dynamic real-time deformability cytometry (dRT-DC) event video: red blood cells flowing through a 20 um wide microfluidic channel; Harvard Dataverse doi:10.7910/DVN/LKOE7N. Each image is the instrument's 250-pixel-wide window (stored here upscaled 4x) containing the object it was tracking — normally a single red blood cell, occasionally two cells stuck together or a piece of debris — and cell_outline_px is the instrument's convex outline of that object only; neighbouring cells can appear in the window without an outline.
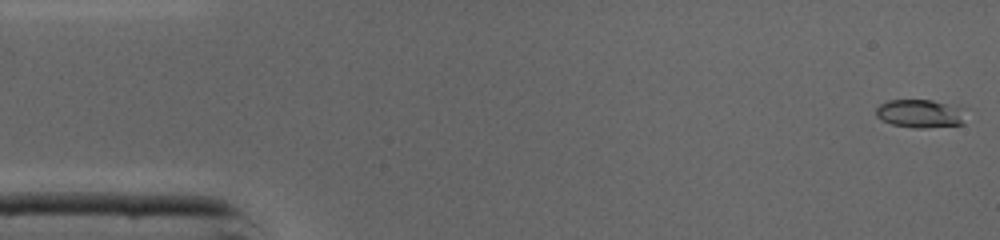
{"species": "common noctule bat (a hibernating species)", "species_latin": "Nyctalus noctula", "temperature_condition": "cold", "stored_images_in_passage": 45, "camera_frame_rate_fps": 3000, "um_per_image_px": 0.085, "animal": {"sex": "male", "body_mass_g": 19.0, "forearm_length_mm": 50.8}, "frame": {"image": 1, "passage_image": 1, "time_ms": 0.0, "image_size_px": [1000, 240], "cell_outline_px": [[964, 124], [924, 128], [912, 128], [892, 124], [876, 116], [876, 108], [880, 104], [888, 100], [932, 100], [956, 108], [960, 112]], "centroid_in_image_um": [78.09, 9.67], "position_along_channel_um": 6.9, "area_um2": 14.22}}
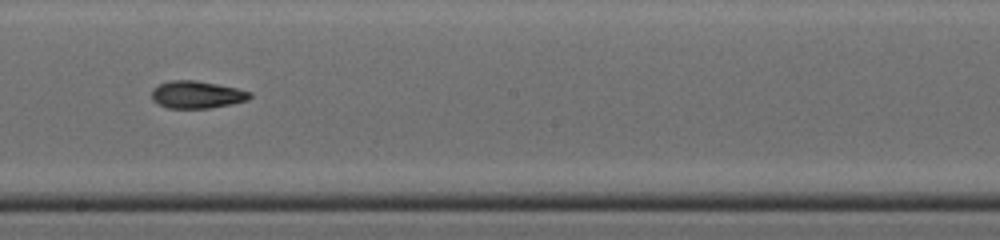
{"frame": {"image": 2, "passage_image": 25, "time_ms": 8.0, "image_size_px": [1000, 240], "cell_outline_px": [[252, 96], [248, 100], [232, 104], [208, 108], [168, 108], [156, 104], [152, 100], [152, 88], [160, 84], [172, 80], [196, 80], [236, 88], [252, 92]], "centroid_in_image_um": [16.72, 8.05], "position_along_channel_um": 231.5, "area_um2": 15.72}}
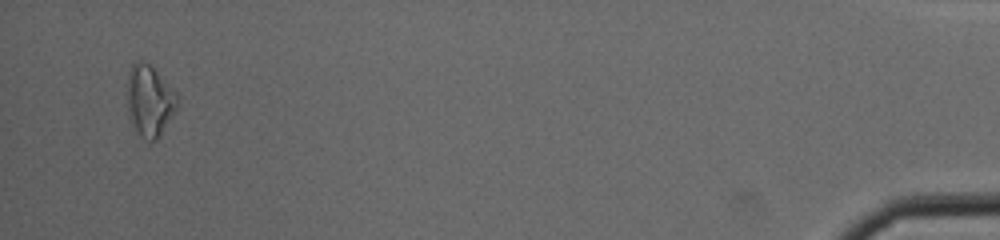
{"frame": {"image": 3, "passage_image": 44, "time_ms": 14.333, "image_size_px": [1000, 240], "cell_outline_px": [[180, 100], [176, 108], [160, 136], [156, 140], [148, 140], [140, 136], [128, 116], [128, 72], [132, 64], [140, 60], [148, 64], [180, 96]], "centroid_in_image_um": [12.72, 8.57], "position_along_channel_um": 422.5, "area_um2": 20.46}, "authors_computed_cell_mechanics": {"area_um2": 15.5482, "velocity_mm_per_s": 4.3897, "shape_relaxation_time_tau1_ms": 1.927, "shape_relaxation_time_tau2_ms": 3.7079, "deformation_change_tau1": 0.15, "deformation_change_tau2": 0.1217}}